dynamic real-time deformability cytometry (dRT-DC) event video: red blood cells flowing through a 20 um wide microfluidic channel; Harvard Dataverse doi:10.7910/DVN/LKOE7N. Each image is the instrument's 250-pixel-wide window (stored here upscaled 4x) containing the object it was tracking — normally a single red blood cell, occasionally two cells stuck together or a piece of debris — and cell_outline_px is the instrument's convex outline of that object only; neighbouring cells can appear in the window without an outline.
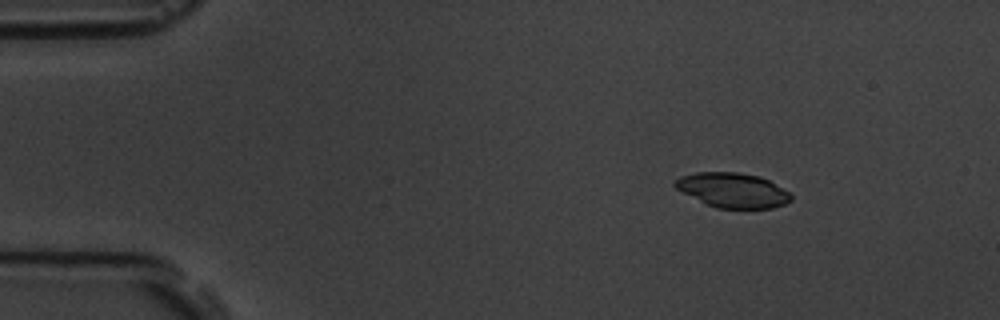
{"species": "common noctule bat (a hibernating species)", "species_latin": "Nyctalus noctula", "temperature_condition": "room temperature", "stored_images_in_passage": 4, "camera_frame_rate_fps": 3000, "um_per_image_px": 0.085, "animal": {"sex": "male", "body_mass_g": 19.5, "forearm_length_mm": 54.6}, "frame": {"image": 1, "passage_image": 2, "time_ms": 1.333, "image_size_px": [1000, 320], "cell_outline_px": [[792, 200], [784, 204], [772, 208], [716, 208], [676, 188], [672, 184], [680, 176], [696, 172], [740, 172], [760, 176], [768, 180], [788, 192], [792, 196]], "centroid_in_image_um": [62.29, 16.15], "position_along_channel_um": 22.7, "area_um2": 23.18}}